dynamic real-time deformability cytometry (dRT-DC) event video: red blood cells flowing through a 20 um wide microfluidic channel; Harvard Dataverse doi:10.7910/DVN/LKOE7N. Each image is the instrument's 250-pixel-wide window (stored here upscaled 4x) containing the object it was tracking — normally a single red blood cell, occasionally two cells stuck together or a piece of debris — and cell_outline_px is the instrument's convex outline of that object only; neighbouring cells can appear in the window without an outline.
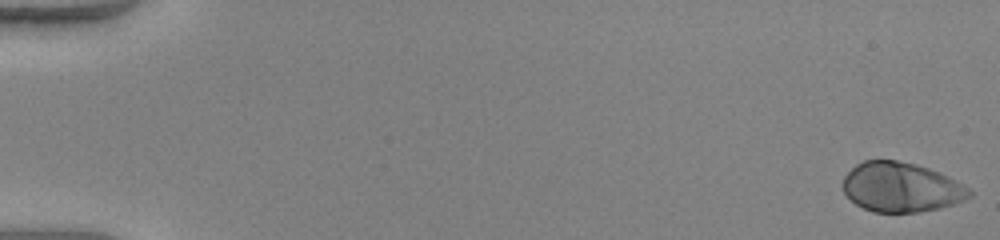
{"species": "human", "species_latin": "Homo sapiens", "temperature_condition": "warm", "stored_images_in_passage": 51, "camera_frame_rate_fps": 3000, "um_per_image_px": 0.085, "donor": {"sex": "female"}, "frame": {"image": 1, "passage_image": 1, "time_ms": 0.0, "image_size_px": [1000, 240], "cell_outline_px": [[972, 196], [964, 200], [940, 208], [920, 212], [872, 212], [856, 204], [844, 192], [840, 184], [844, 176], [856, 164], [864, 160], [896, 160], [916, 164], [940, 172], [948, 176], [968, 188], [972, 192]], "centroid_in_image_um": [76.58, 15.91], "position_along_channel_um": 8.4, "area_um2": 36.65}}
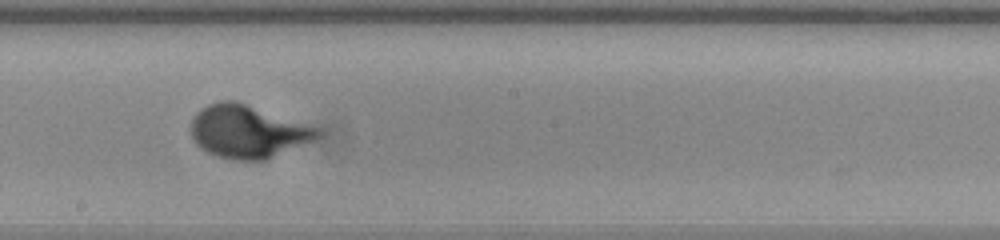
{"frame": {"image": 2, "passage_image": 30, "time_ms": 9.667, "image_size_px": [1000, 240], "cell_outline_px": [[324, 132], [316, 140], [264, 160], [236, 160], [216, 156], [200, 148], [196, 144], [192, 136], [192, 116], [200, 108], [208, 104], [220, 100], [232, 100], [308, 124], [320, 128]], "centroid_in_image_um": [21.07, 11.18], "position_along_channel_um": 227.1, "area_um2": 38.96}}
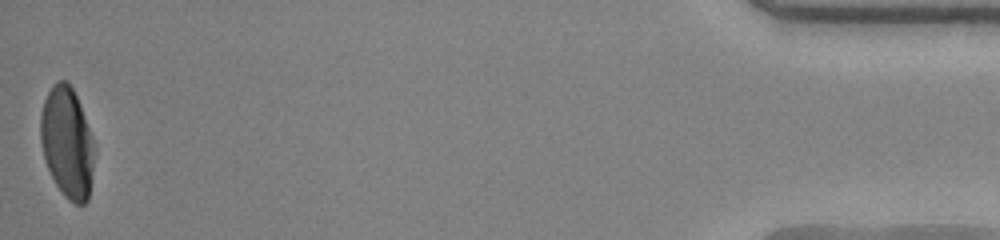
{"frame": {"image": 3, "passage_image": 51, "time_ms": 16.667, "image_size_px": [1000, 240], "cell_outline_px": [[96, 148], [88, 200], [84, 204], [76, 204], [68, 200], [64, 196], [56, 184], [48, 168], [44, 156], [40, 140], [40, 112], [44, 100], [52, 84], [56, 80], [64, 80], [72, 88], [76, 96], [92, 136]], "centroid_in_image_um": [5.71, 12.12], "position_along_channel_um": 429.5, "area_um2": 34.8}, "authors_computed_cell_mechanics": {"area_um2": 36.5296, "velocity_mm_per_s": 4.0961, "shape_relaxation_time_tau1_ms": 3.0097, "shape_relaxation_time_tau2_ms": null, "deformation_change_tau1": 0.2172, "deformation_change_tau2": null}}